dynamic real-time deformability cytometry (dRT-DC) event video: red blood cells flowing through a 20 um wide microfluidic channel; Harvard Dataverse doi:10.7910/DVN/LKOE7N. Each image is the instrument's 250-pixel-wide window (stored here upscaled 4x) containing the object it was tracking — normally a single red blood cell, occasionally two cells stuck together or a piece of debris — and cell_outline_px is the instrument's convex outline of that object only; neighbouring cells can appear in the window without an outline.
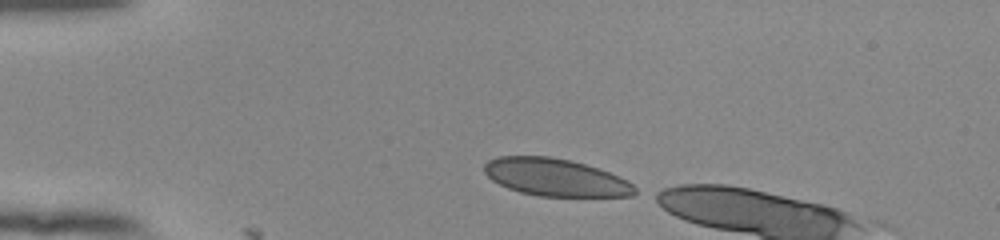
{"species": "human", "species_latin": "Homo sapiens", "temperature_condition": "room temperature", "stored_images_in_passage": 6, "camera_frame_rate_fps": 3000, "um_per_image_px": 0.085, "donor": {"sex": "female"}, "frame": {"image": 1, "passage_image": 1, "time_ms": 0.0, "image_size_px": [1000, 240], "cell_outline_px": [[640, 192], [632, 196], [540, 196], [520, 192], [508, 188], [492, 180], [484, 172], [484, 164], [488, 160], [496, 156], [548, 156], [572, 160], [620, 176], [628, 180]], "centroid_in_image_um": [47.23, 15.07], "position_along_channel_um": 37.8, "area_um2": 32.95}}